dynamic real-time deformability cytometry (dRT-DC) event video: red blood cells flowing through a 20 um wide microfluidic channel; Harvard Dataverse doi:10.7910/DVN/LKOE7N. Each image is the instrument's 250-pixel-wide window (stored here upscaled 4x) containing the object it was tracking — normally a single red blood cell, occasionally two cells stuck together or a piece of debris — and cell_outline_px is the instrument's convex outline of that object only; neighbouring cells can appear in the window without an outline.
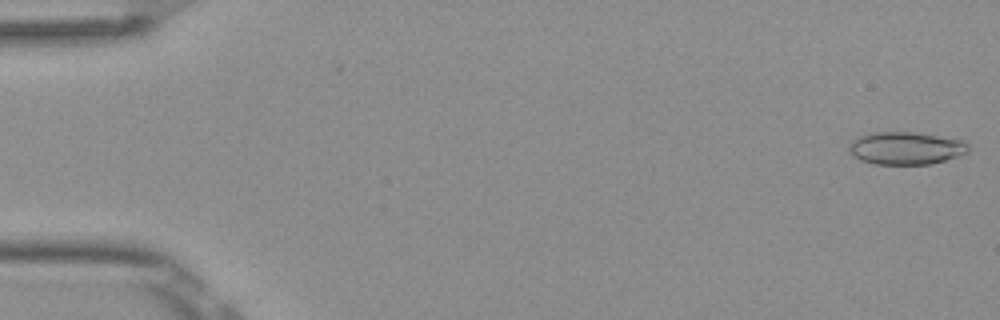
{"species": "Egyptian fruit bat (a non-hibernating species)", "species_latin": "Rousettus aegyptiacus", "temperature_condition": "room temperature", "stored_images_in_passage": 5, "camera_frame_rate_fps": 3000, "um_per_image_px": 0.085, "frame": {"image": 1, "passage_image": 1, "time_ms": 0.0, "image_size_px": [1000, 320], "cell_outline_px": [[968, 152], [960, 156], [932, 164], [876, 164], [860, 160], [852, 156], [848, 148], [860, 136], [868, 132], [912, 132], [964, 140], [968, 144]], "centroid_in_image_um": [77.03, 12.6], "position_along_channel_um": 8.0, "area_um2": 22.66}}
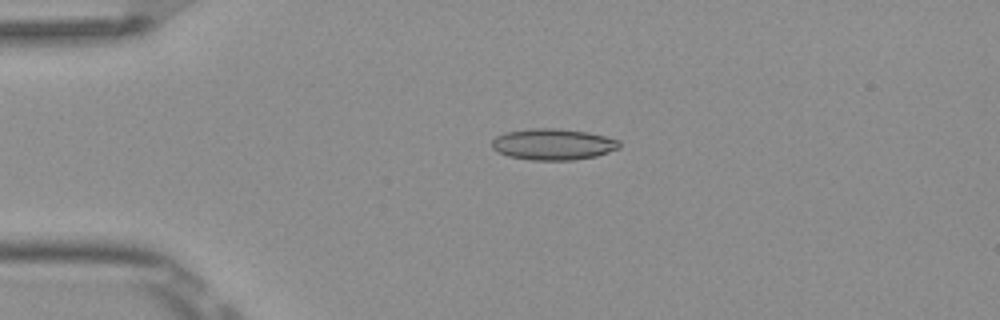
{"frame": {"image": 2, "passage_image": 4, "time_ms": 1.0, "image_size_px": [1000, 320], "cell_outline_px": [[620, 148], [596, 156], [572, 160], [532, 160], [508, 156], [496, 152], [492, 148], [492, 140], [496, 136], [504, 132], [532, 128], [556, 128], [588, 132], [620, 140]], "centroid_in_image_um": [46.99, 12.26], "position_along_channel_um": 38.0, "area_um2": 23.35}}